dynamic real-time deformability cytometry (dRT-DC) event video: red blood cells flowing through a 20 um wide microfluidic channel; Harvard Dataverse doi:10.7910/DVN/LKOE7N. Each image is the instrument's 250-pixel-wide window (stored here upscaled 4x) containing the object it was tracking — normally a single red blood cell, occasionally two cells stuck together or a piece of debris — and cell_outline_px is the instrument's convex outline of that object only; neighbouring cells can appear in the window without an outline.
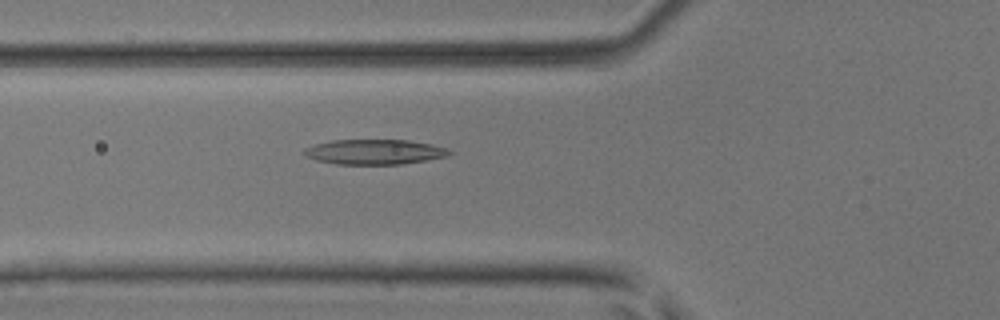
{"species": "common noctule bat (a hibernating species)", "species_latin": "Nyctalus noctula", "temperature_condition": "room temperature", "stored_images_in_passage": 29, "camera_frame_rate_fps": 3000, "um_per_image_px": 0.085, "animal": {"sex": "male", "body_mass_g": 17.9, "forearm_length_mm": 54.2}, "frame": {"image": 1, "passage_image": 4, "time_ms": 1.0, "image_size_px": [1000, 320], "cell_outline_px": [[456, 152], [448, 156], [400, 164], [336, 164], [316, 160], [304, 156], [300, 152], [304, 148], [316, 144], [332, 140], [408, 140], [432, 144], [448, 148]], "centroid_in_image_um": [31.83, 12.91], "position_along_channel_um": 94.0, "area_um2": 21.33}}
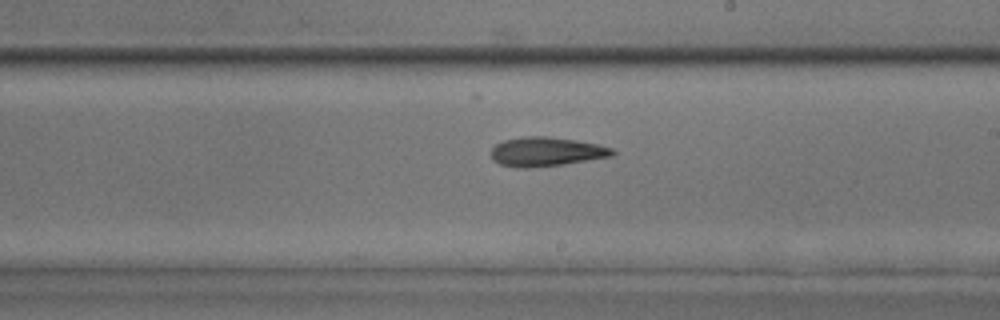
{"frame": {"image": 2, "passage_image": 15, "time_ms": 4.667, "image_size_px": [1000, 320], "cell_outline_px": [[616, 152], [612, 156], [564, 164], [532, 168], [516, 168], [500, 164], [492, 160], [492, 148], [496, 144], [504, 140], [524, 136], [548, 136], [576, 140], [596, 144], [612, 148]], "centroid_in_image_um": [46.41, 12.9], "position_along_channel_um": 242.6, "area_um2": 20.69}}
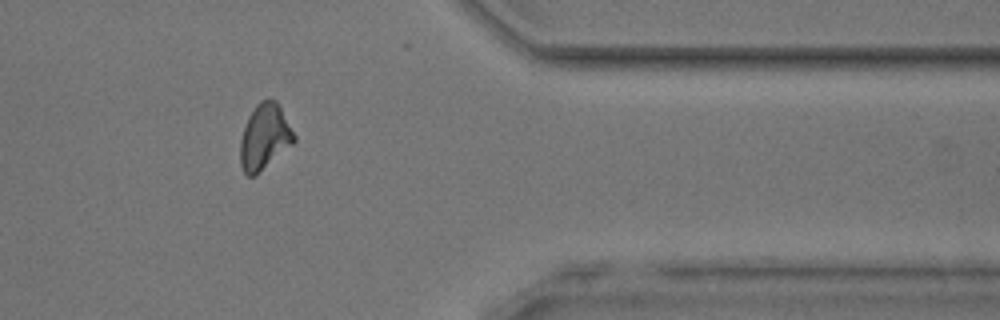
{"frame": {"image": 3, "passage_image": 27, "time_ms": 8.667, "image_size_px": [1000, 320], "cell_outline_px": [[296, 140], [292, 144], [256, 176], [248, 176], [244, 172], [240, 164], [240, 140], [248, 116], [256, 104], [260, 100], [276, 100], [296, 136]], "centroid_in_image_um": [22.47, 11.65], "position_along_channel_um": 388.9, "area_um2": 20.46}, "authors_computed_cell_mechanics": {"area_um2": 20.23, "velocity_mm_per_s": 4.0581, "shape_relaxation_time_tau1_ms": 10.0763, "shape_relaxation_time_tau2_ms": null, "deformation_change_tau1": 0.2755, "deformation_change_tau2": null}}